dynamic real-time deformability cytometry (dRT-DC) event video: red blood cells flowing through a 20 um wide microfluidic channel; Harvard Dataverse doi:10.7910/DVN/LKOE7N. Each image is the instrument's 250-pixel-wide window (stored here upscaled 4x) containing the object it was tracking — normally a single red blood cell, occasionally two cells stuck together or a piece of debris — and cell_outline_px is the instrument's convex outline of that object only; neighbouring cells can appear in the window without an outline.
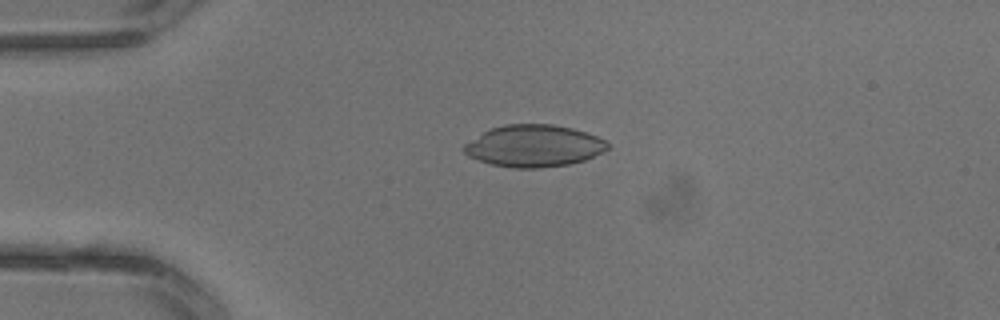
{"species": "common noctule bat (a hibernating species)", "species_latin": "Nyctalus noctula", "temperature_condition": "warm", "stored_images_in_passage": 3, "camera_frame_rate_fps": 3000, "um_per_image_px": 0.085, "animal": {"sex": "male", "body_mass_g": 13.3}, "frame": {"image": 1, "passage_image": 3, "time_ms": 0.667, "image_size_px": [1000, 320], "cell_outline_px": [[608, 148], [604, 152], [584, 160], [568, 164], [540, 168], [512, 168], [492, 164], [468, 156], [460, 148], [464, 144], [488, 128], [504, 124], [552, 124], [572, 128], [596, 136], [604, 140], [608, 144]], "centroid_in_image_um": [45.34, 12.39], "position_along_channel_um": 39.7, "area_um2": 35.14}}